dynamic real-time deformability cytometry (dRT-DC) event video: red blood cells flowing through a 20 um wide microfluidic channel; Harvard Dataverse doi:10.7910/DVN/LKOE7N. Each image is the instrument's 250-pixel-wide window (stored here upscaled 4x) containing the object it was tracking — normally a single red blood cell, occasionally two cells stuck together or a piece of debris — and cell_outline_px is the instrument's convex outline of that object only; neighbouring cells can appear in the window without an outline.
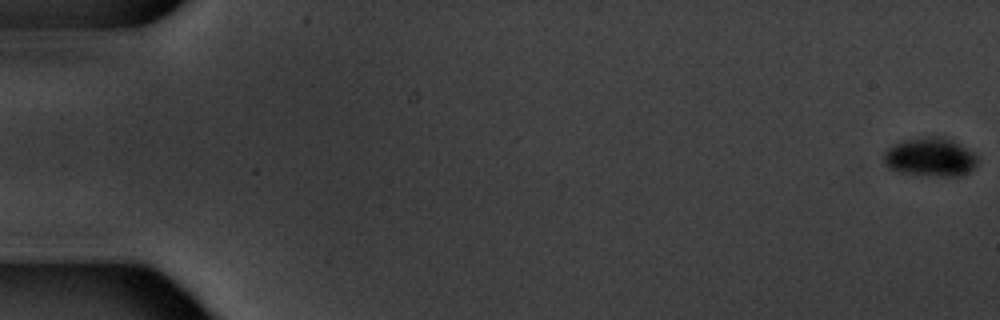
{"species": "common noctule bat (a hibernating species)", "species_latin": "Nyctalus noctula", "temperature_condition": "warm", "stored_images_in_passage": 16, "camera_frame_rate_fps": 3000, "um_per_image_px": 0.085, "animal": {"sex": "male", "body_mass_g": 20.1, "forearm_length_mm": 53.5}, "frame": {"image": 1, "passage_image": 1, "time_ms": 0.0, "image_size_px": [1000, 320], "cell_outline_px": [[980, 160], [968, 172], [960, 176], [936, 176], [900, 172], [888, 168], [884, 164], [884, 152], [888, 148], [904, 140], [928, 136], [944, 136], [952, 140], [972, 152]], "centroid_in_image_um": [79.07, 13.35], "position_along_channel_um": 5.9, "area_um2": 21.04}}
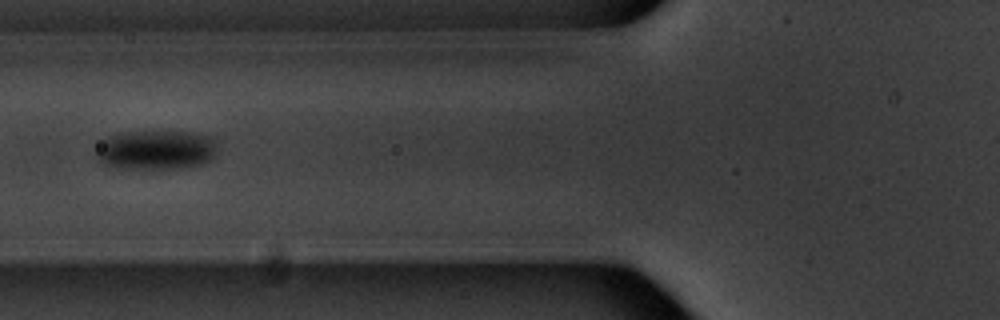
{"frame": {"image": 2, "passage_image": 7, "time_ms": 8.0, "image_size_px": [1000, 320], "cell_outline_px": [[212, 156], [204, 164], [188, 168], [128, 168], [104, 164], [96, 160], [96, 152], [104, 140], [108, 136], [120, 132], [192, 132], [208, 136], [212, 140]], "centroid_in_image_um": [13.2, 12.75], "position_along_channel_um": 112.6, "area_um2": 27.22}}
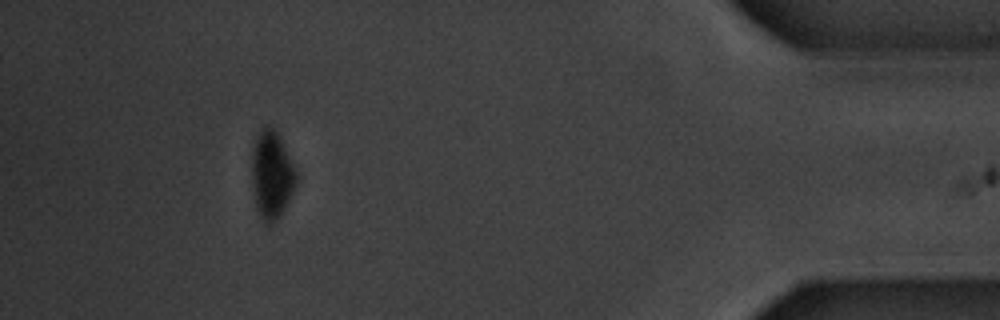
{"frame": {"image": 3, "passage_image": 15, "time_ms": 18.333, "image_size_px": [1000, 320], "cell_outline_px": [[296, 184], [280, 216], [272, 224], [264, 224], [260, 220], [256, 208], [252, 184], [252, 148], [256, 136], [264, 124], [268, 124], [276, 128], [296, 172]], "centroid_in_image_um": [23.06, 14.84], "position_along_channel_um": 412.1, "area_um2": 22.89}, "authors_computed_cell_mechanics": {"area_um2": 25.1141, "velocity_mm_per_s": 3.4187, "shape_relaxation_time_tau1_ms": 3.2335, "shape_relaxation_time_tau2_ms": null, "deformation_change_tau1": 0.0881, "deformation_change_tau2": null}}